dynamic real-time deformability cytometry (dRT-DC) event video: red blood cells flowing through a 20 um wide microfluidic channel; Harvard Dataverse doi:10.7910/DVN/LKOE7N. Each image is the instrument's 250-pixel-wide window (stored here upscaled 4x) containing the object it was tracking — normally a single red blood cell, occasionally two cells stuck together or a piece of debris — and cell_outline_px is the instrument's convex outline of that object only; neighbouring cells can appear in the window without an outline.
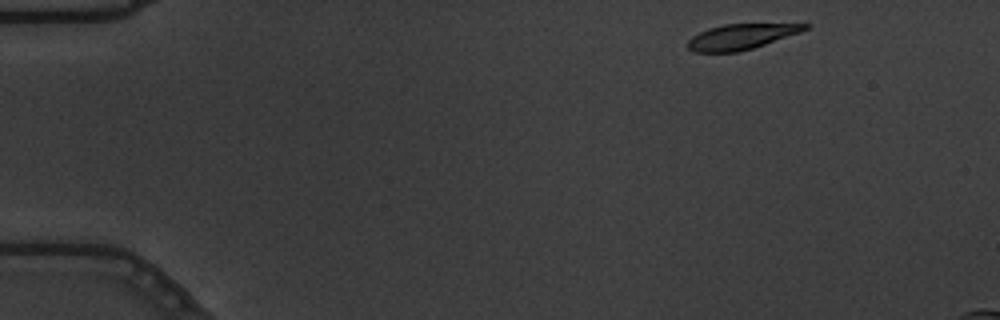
{"species": "common noctule bat (a hibernating species)", "species_latin": "Nyctalus noctula", "temperature_condition": "warm", "stored_images_in_passage": 11, "camera_frame_rate_fps": 3000, "um_per_image_px": 0.085, "animal": {"sex": "male", "body_mass_g": 19.5, "forearm_length_mm": 54.6}, "frame": {"image": 1, "passage_image": 1, "time_ms": 0.0, "image_size_px": [1000, 320], "cell_outline_px": [[812, 24], [808, 28], [800, 32], [740, 52], [696, 52], [688, 48], [688, 40], [692, 36], [708, 28], [724, 24]], "centroid_in_image_um": [62.97, 3.11], "position_along_channel_um": 22.0, "area_um2": 17.05}}